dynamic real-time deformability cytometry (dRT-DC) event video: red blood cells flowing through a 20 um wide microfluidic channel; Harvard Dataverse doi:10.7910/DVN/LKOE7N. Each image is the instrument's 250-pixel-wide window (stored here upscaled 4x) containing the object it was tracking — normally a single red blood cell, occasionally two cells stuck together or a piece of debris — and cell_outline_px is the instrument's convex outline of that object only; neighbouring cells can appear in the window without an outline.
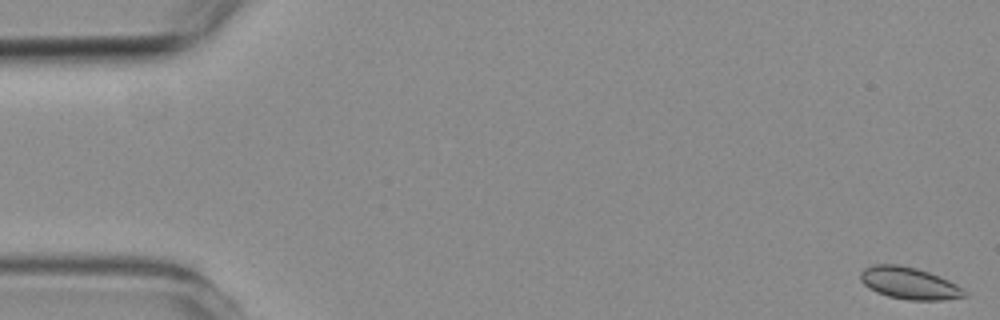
{"species": "common noctule bat (a hibernating species)", "species_latin": "Nyctalus noctula", "temperature_condition": "room temperature", "stored_images_in_passage": 4, "camera_frame_rate_fps": 3000, "um_per_image_px": 0.085, "animal": {"sex": "female", "body_mass_g": 19.3, "forearm_length_mm": 54.1}, "frame": {"image": 1, "passage_image": 1, "time_ms": 0.0, "image_size_px": [1000, 320], "cell_outline_px": [[968, 296], [944, 300], [908, 300], [888, 296], [876, 292], [868, 288], [860, 280], [860, 272], [864, 268], [872, 264], [896, 264], [916, 268], [928, 272], [948, 280], [956, 284], [968, 292]], "centroid_in_image_um": [77.28, 24.08], "position_along_channel_um": 7.7, "area_um2": 19.48}}